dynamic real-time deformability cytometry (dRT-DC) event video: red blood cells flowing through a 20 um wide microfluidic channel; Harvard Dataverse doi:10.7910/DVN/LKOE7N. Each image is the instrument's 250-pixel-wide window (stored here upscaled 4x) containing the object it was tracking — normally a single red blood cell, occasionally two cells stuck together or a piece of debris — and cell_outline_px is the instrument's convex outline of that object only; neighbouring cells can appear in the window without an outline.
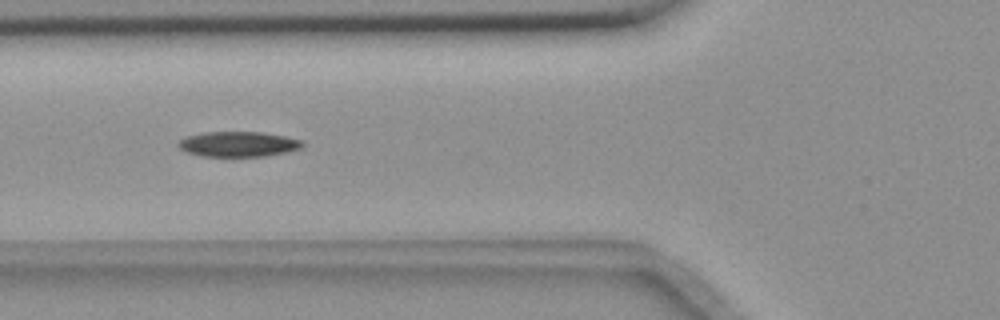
{"species": "common noctule bat (a hibernating species)", "species_latin": "Nyctalus noctula", "temperature_condition": "room temperature", "stored_images_in_passage": 39, "camera_frame_rate_fps": 3000, "um_per_image_px": 0.085, "animal": {"sex": "female", "body_mass_g": 18.4}, "frame": {"image": 1, "passage_image": 4, "time_ms": 1.0, "image_size_px": [1000, 320], "cell_outline_px": [[304, 144], [300, 148], [284, 152], [264, 156], [200, 156], [188, 152], [180, 148], [176, 144], [180, 140], [188, 136], [204, 132], [260, 132], [284, 136], [304, 140]], "centroid_in_image_um": [20.25, 12.24], "position_along_channel_um": 105.5, "area_um2": 18.03}}
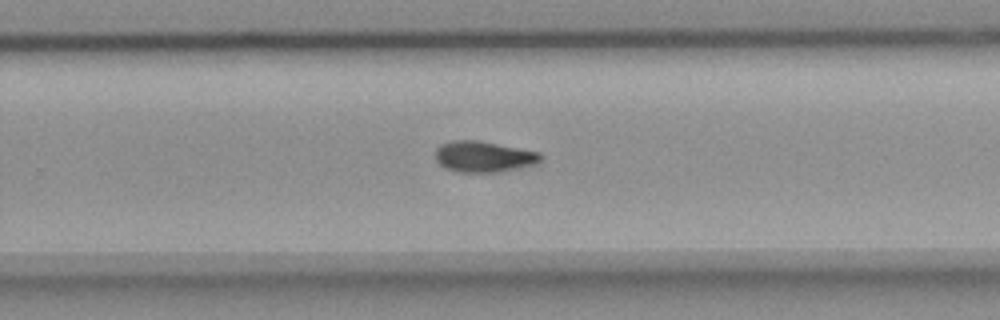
{"frame": {"image": 2, "passage_image": 19, "time_ms": 6.0, "image_size_px": [1000, 320], "cell_outline_px": [[544, 156], [536, 164], [496, 172], [456, 172], [444, 168], [436, 160], [436, 148], [440, 144], [452, 140], [476, 140], [540, 152]], "centroid_in_image_um": [41.09, 13.31], "position_along_channel_um": 288.7, "area_um2": 18.96}}
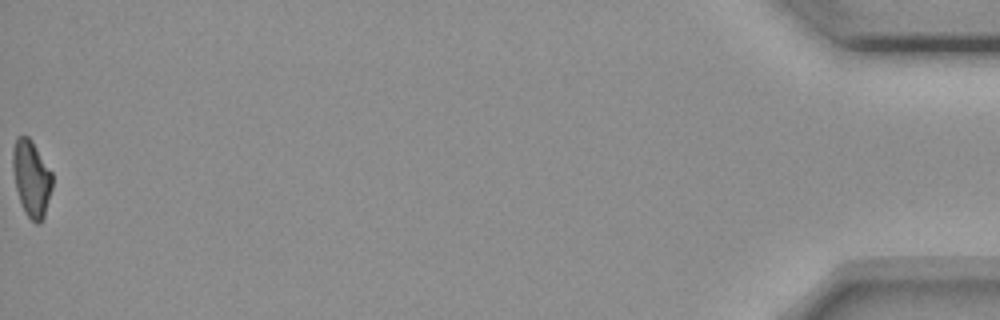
{"frame": {"image": 3, "passage_image": 39, "time_ms": 12.667, "image_size_px": [1000, 320], "cell_outline_px": [[52, 188], [44, 216], [40, 224], [36, 224], [24, 212], [16, 188], [12, 168], [12, 148], [16, 136], [28, 136], [32, 140], [52, 172]], "centroid_in_image_um": [2.66, 15.13], "position_along_channel_um": 432.5, "area_um2": 17.69}, "authors_computed_cell_mechanics": {"area_um2": 18.6694, "velocity_mm_per_s": 3.6696, "shape_relaxation_time_tau1_ms": 5.6035, "shape_relaxation_time_tau2_ms": null, "deformation_change_tau1": 0.1499, "deformation_change_tau2": null}}